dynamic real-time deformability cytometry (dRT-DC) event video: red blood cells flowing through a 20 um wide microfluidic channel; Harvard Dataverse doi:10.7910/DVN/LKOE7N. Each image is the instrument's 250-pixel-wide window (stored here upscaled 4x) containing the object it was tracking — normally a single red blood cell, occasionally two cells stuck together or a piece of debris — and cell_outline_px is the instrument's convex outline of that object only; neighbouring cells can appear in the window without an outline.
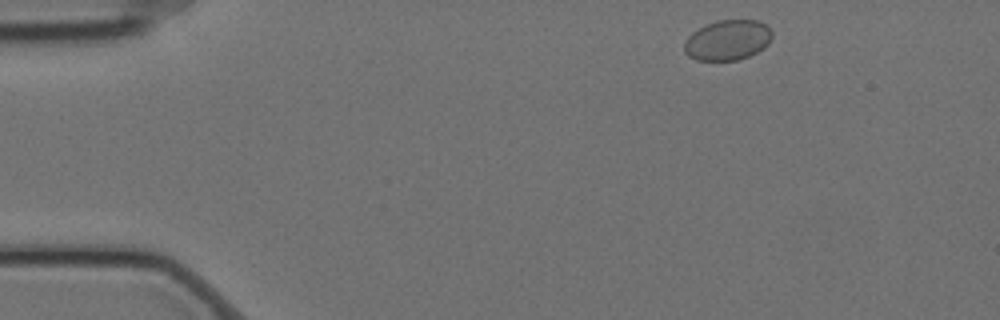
{"species": "Egyptian fruit bat (a non-hibernating species)", "species_latin": "Rousettus aegyptiacus", "temperature_condition": "cold", "stored_images_in_passage": 5, "camera_frame_rate_fps": 3000, "um_per_image_px": 0.085, "animal": {"sex": "female"}, "frame": {"image": 1, "passage_image": 1, "time_ms": 0.0, "image_size_px": [1000, 320], "cell_outline_px": [[772, 36], [768, 44], [764, 48], [748, 56], [736, 60], [696, 60], [688, 56], [684, 52], [684, 40], [692, 32], [716, 20], [756, 20], [764, 24], [772, 32]], "centroid_in_image_um": [61.82, 3.41], "position_along_channel_um": 23.2, "area_um2": 20.52}}
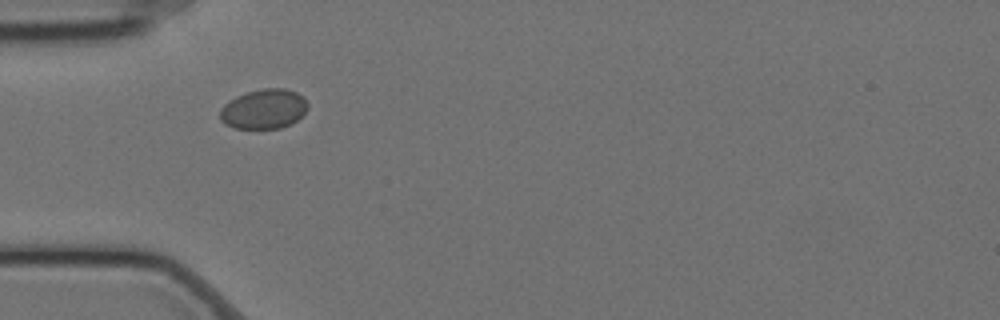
{"frame": {"image": 2, "passage_image": 4, "time_ms": 1.0, "image_size_px": [1000, 320], "cell_outline_px": [[308, 108], [292, 124], [280, 128], [236, 128], [224, 124], [220, 120], [220, 108], [228, 100], [236, 96], [248, 92], [264, 88], [284, 88], [296, 92], [304, 96], [308, 104]], "centroid_in_image_um": [22.42, 9.26], "position_along_channel_um": 62.6, "area_um2": 20.4}}
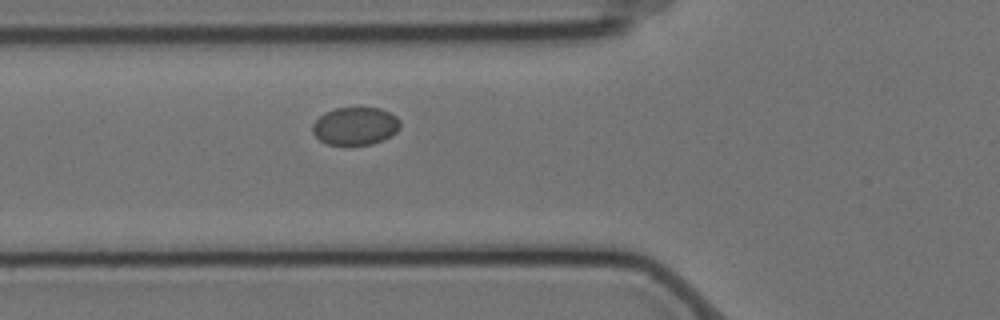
{"frame": {"image": 3, "passage_image": 5, "time_ms": 1.333, "image_size_px": [1000, 320], "cell_outline_px": [[400, 128], [396, 132], [384, 140], [372, 144], [328, 144], [320, 140], [312, 132], [312, 124], [324, 112], [336, 108], [380, 108], [396, 116], [400, 120]], "centroid_in_image_um": [30.21, 10.71], "position_along_channel_um": 95.6, "area_um2": 19.25}}